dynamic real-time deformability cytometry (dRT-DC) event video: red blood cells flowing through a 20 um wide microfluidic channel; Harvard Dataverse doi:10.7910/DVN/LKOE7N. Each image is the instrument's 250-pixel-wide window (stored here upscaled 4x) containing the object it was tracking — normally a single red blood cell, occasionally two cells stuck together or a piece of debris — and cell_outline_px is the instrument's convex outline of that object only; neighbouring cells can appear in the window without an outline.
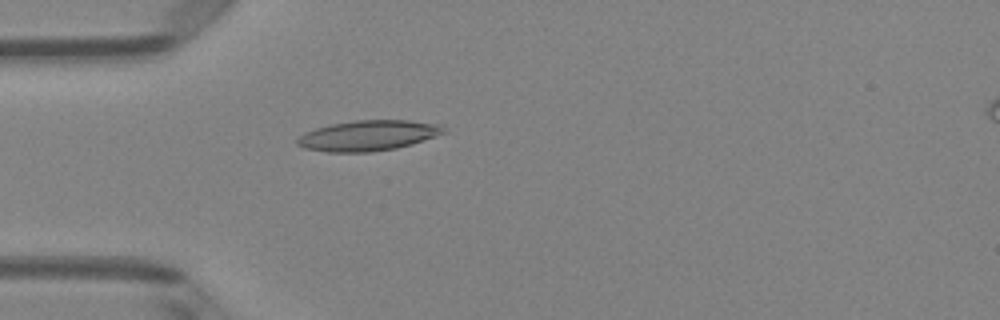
{"species": "Egyptian fruit bat (a non-hibernating species)", "species_latin": "Rousettus aegyptiacus", "temperature_condition": "room temperature", "stored_images_in_passage": 50, "camera_frame_rate_fps": 3000, "um_per_image_px": 0.085, "animal": {"sex": "female"}, "frame": {"image": 1, "passage_image": 14, "time_ms": 4.333, "image_size_px": [1000, 320], "cell_outline_px": [[448, 132], [412, 144], [396, 148], [368, 152], [328, 152], [304, 148], [296, 144], [296, 140], [304, 132], [316, 128], [332, 124], [356, 120], [408, 120], [440, 124]], "centroid_in_image_um": [31.3, 11.52], "position_along_channel_um": 53.7, "area_um2": 25.95}}
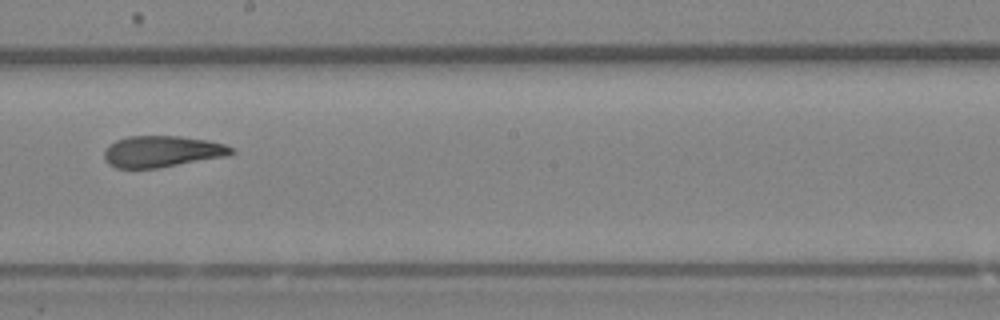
{"frame": {"image": 2, "passage_image": 28, "time_ms": 9.0, "image_size_px": [1000, 320], "cell_outline_px": [[236, 152], [228, 156], [160, 168], [116, 168], [108, 164], [104, 156], [104, 152], [108, 144], [116, 140], [128, 136], [180, 136], [208, 140], [224, 144], [232, 148]], "centroid_in_image_um": [13.78, 12.88], "position_along_channel_um": 234.4, "area_um2": 23.47}}
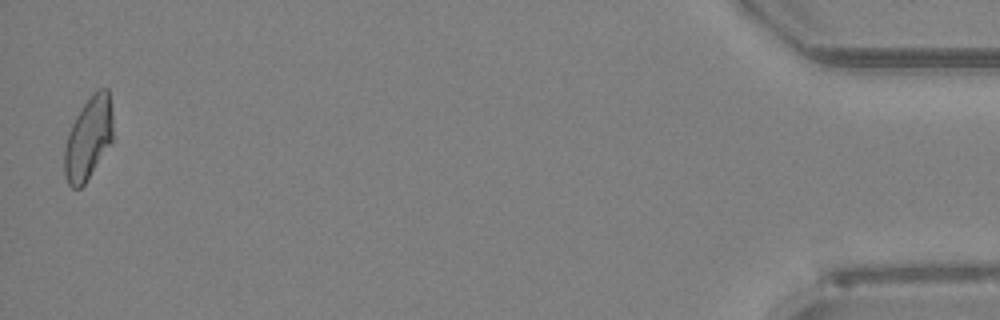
{"frame": {"image": 3, "passage_image": 49, "time_ms": 16.0, "image_size_px": [1000, 320], "cell_outline_px": [[112, 144], [84, 184], [80, 188], [72, 188], [68, 184], [64, 176], [64, 148], [68, 132], [76, 116], [92, 92], [96, 88], [108, 88], [112, 112]], "centroid_in_image_um": [7.51, 11.75], "position_along_channel_um": 427.7, "area_um2": 23.64}, "authors_computed_cell_mechanics": {"area_um2": 24.1315, "velocity_mm_per_s": 4.046, "shape_relaxation_time_tau1_ms": null, "shape_relaxation_time_tau2_ms": 2.2639, "deformation_change_tau1": null, "deformation_change_tau2": 0.1156}}